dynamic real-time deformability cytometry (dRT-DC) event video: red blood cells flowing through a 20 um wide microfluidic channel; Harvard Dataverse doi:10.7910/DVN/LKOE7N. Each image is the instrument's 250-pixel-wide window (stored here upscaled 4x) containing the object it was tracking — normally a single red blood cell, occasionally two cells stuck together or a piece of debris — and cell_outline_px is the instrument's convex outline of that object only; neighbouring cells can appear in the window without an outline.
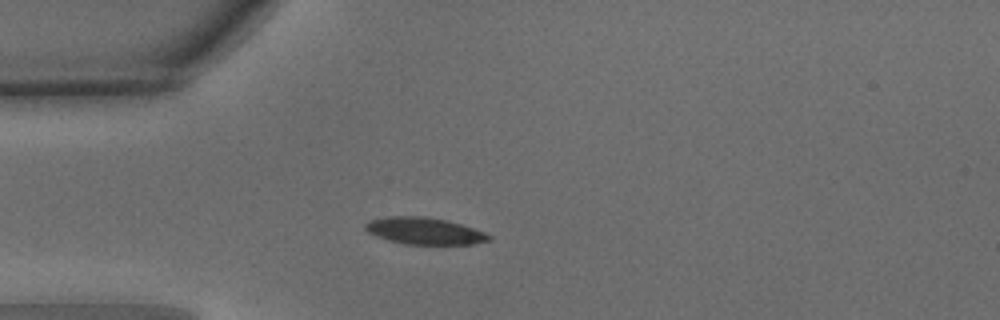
{"species": "common noctule bat (a hibernating species)", "species_latin": "Nyctalus noctula", "temperature_condition": "warm", "stored_images_in_passage": 38, "camera_frame_rate_fps": 3000, "um_per_image_px": 0.085, "animal": {"sex": "male", "body_mass_g": 15.6}, "frame": {"image": 1, "passage_image": 1, "time_ms": 0.0, "image_size_px": [1000, 320], "cell_outline_px": [[492, 240], [472, 244], [404, 244], [388, 240], [376, 236], [368, 232], [364, 228], [364, 224], [368, 220], [388, 216], [424, 216], [448, 220], [484, 232], [492, 236]], "centroid_in_image_um": [36.05, 19.62], "position_along_channel_um": 48.9, "area_um2": 19.42}}
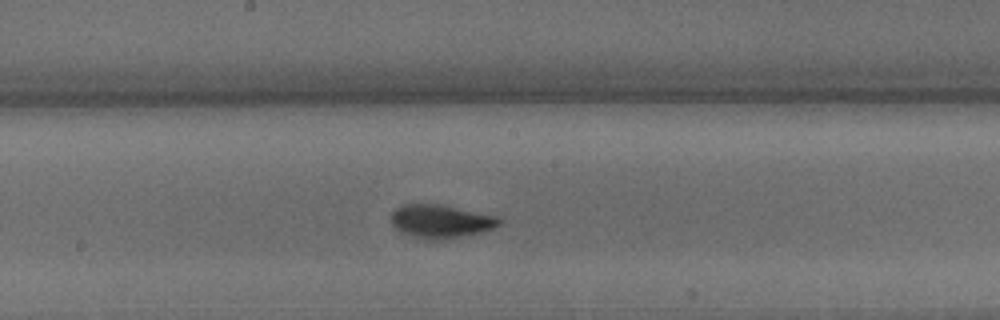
{"frame": {"image": 2, "passage_image": 14, "time_ms": 4.333, "image_size_px": [1000, 320], "cell_outline_px": [[500, 224], [496, 228], [484, 232], [448, 240], [424, 240], [400, 232], [392, 224], [392, 212], [400, 204], [440, 204], [496, 216], [500, 220]], "centroid_in_image_um": [37.47, 18.84], "position_along_channel_um": 210.7, "area_um2": 21.33}}
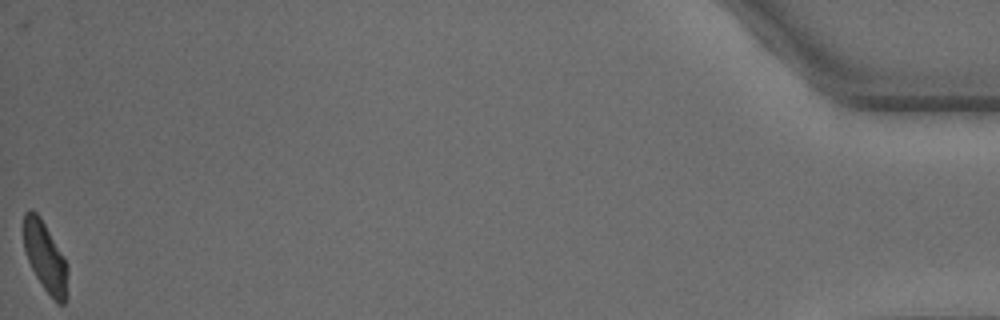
{"frame": {"image": 3, "passage_image": 38, "time_ms": 12.333, "image_size_px": [1000, 320], "cell_outline_px": [[68, 296], [64, 304], [60, 304], [44, 288], [36, 276], [28, 260], [24, 248], [24, 212], [28, 208], [32, 208], [40, 216], [64, 256], [68, 264]], "centroid_in_image_um": [3.87, 21.82], "position_along_channel_um": 431.3, "area_um2": 18.03}, "authors_computed_cell_mechanics": {"area_um2": 19.0162, "velocity_mm_per_s": 3.9995, "shape_relaxation_time_tau1_ms": 2.5671, "shape_relaxation_time_tau2_ms": 1.6179, "deformation_change_tau1": 0.1342, "deformation_change_tau2": 0.0677}}